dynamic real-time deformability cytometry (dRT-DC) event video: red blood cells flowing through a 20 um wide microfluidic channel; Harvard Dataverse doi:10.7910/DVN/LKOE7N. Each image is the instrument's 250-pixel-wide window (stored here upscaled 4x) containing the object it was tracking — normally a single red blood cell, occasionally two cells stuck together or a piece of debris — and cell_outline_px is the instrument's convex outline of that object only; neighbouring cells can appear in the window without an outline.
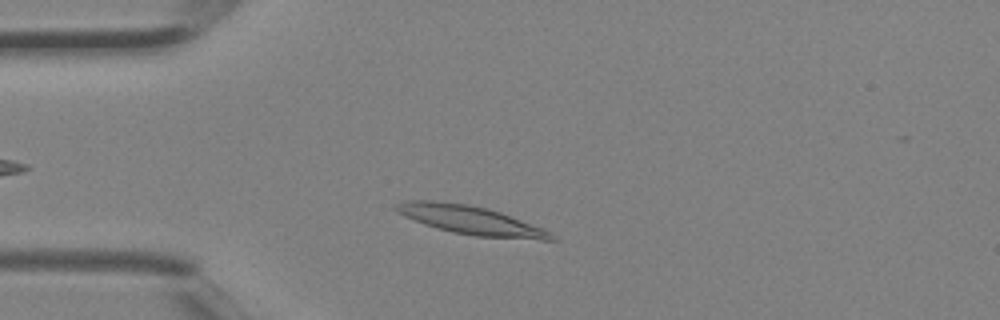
{"species": "Egyptian fruit bat (a non-hibernating species)", "species_latin": "Rousettus aegyptiacus", "temperature_condition": "room temperature", "stored_images_in_passage": 1, "camera_frame_rate_fps": 3000, "um_per_image_px": 0.085, "animal": {"sex": "female"}, "frame": {"image": 1, "passage_image": 1, "time_ms": 0.0, "image_size_px": [1000, 320], "cell_outline_px": [[560, 240], [540, 240], [476, 236], [452, 232], [436, 228], [424, 224], [404, 216], [396, 212], [392, 208], [392, 204], [408, 200], [432, 200], [468, 204], [500, 212], [540, 228], [556, 236]], "centroid_in_image_um": [39.92, 18.71], "position_along_channel_um": 45.1, "area_um2": 25.78}}